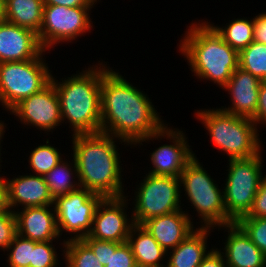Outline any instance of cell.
Instances as JSON below:
<instances>
[{
    "label": "cell",
    "mask_w": 266,
    "mask_h": 267,
    "mask_svg": "<svg viewBox=\"0 0 266 267\" xmlns=\"http://www.w3.org/2000/svg\"><path fill=\"white\" fill-rule=\"evenodd\" d=\"M108 65L102 60L101 132L134 148L140 140L158 132L167 122L147 93Z\"/></svg>",
    "instance_id": "obj_1"
},
{
    "label": "cell",
    "mask_w": 266,
    "mask_h": 267,
    "mask_svg": "<svg viewBox=\"0 0 266 267\" xmlns=\"http://www.w3.org/2000/svg\"><path fill=\"white\" fill-rule=\"evenodd\" d=\"M68 138L72 139L71 156L75 161L82 188L103 198L122 197L128 194L124 192L123 177L126 175H122L125 168L120 164L122 161L118 145L123 143L126 148L131 146L130 144L102 132L75 134Z\"/></svg>",
    "instance_id": "obj_2"
},
{
    "label": "cell",
    "mask_w": 266,
    "mask_h": 267,
    "mask_svg": "<svg viewBox=\"0 0 266 267\" xmlns=\"http://www.w3.org/2000/svg\"><path fill=\"white\" fill-rule=\"evenodd\" d=\"M205 20L190 22L177 45L178 52L198 80L210 81L222 89L239 67V52Z\"/></svg>",
    "instance_id": "obj_3"
},
{
    "label": "cell",
    "mask_w": 266,
    "mask_h": 267,
    "mask_svg": "<svg viewBox=\"0 0 266 267\" xmlns=\"http://www.w3.org/2000/svg\"><path fill=\"white\" fill-rule=\"evenodd\" d=\"M59 80L52 74L51 82L59 97L62 123H69L71 136L100 133L102 59Z\"/></svg>",
    "instance_id": "obj_4"
},
{
    "label": "cell",
    "mask_w": 266,
    "mask_h": 267,
    "mask_svg": "<svg viewBox=\"0 0 266 267\" xmlns=\"http://www.w3.org/2000/svg\"><path fill=\"white\" fill-rule=\"evenodd\" d=\"M194 116L206 128L214 148L228 155V160L250 158L264 150L262 135L250 118L236 116L217 107L199 108Z\"/></svg>",
    "instance_id": "obj_5"
},
{
    "label": "cell",
    "mask_w": 266,
    "mask_h": 267,
    "mask_svg": "<svg viewBox=\"0 0 266 267\" xmlns=\"http://www.w3.org/2000/svg\"><path fill=\"white\" fill-rule=\"evenodd\" d=\"M199 161L201 160L195 156L180 174L181 193H185L181 195V200L183 195L186 196L188 205L195 211L191 214L197 212V227L216 228L234 223L225 210L223 186L220 188L207 172V167H203V163Z\"/></svg>",
    "instance_id": "obj_6"
},
{
    "label": "cell",
    "mask_w": 266,
    "mask_h": 267,
    "mask_svg": "<svg viewBox=\"0 0 266 267\" xmlns=\"http://www.w3.org/2000/svg\"><path fill=\"white\" fill-rule=\"evenodd\" d=\"M262 153L246 159H230L226 164L228 169L225 171L228 172L222 184L224 206L227 216L234 223L249 213L260 183L266 176Z\"/></svg>",
    "instance_id": "obj_7"
},
{
    "label": "cell",
    "mask_w": 266,
    "mask_h": 267,
    "mask_svg": "<svg viewBox=\"0 0 266 267\" xmlns=\"http://www.w3.org/2000/svg\"><path fill=\"white\" fill-rule=\"evenodd\" d=\"M44 51L38 58L0 63V106L7 113L24 98L38 93L51 82V68Z\"/></svg>",
    "instance_id": "obj_8"
},
{
    "label": "cell",
    "mask_w": 266,
    "mask_h": 267,
    "mask_svg": "<svg viewBox=\"0 0 266 267\" xmlns=\"http://www.w3.org/2000/svg\"><path fill=\"white\" fill-rule=\"evenodd\" d=\"M140 182L132 191L135 196L129 198L132 206L134 224L141 225L144 221L161 215L181 210L180 178L173 176L152 175L145 172ZM132 204V205H131Z\"/></svg>",
    "instance_id": "obj_9"
},
{
    "label": "cell",
    "mask_w": 266,
    "mask_h": 267,
    "mask_svg": "<svg viewBox=\"0 0 266 267\" xmlns=\"http://www.w3.org/2000/svg\"><path fill=\"white\" fill-rule=\"evenodd\" d=\"M93 8L44 4L43 21L38 34L43 49L50 52L60 43L71 44L87 32L91 33L95 27L90 16Z\"/></svg>",
    "instance_id": "obj_10"
},
{
    "label": "cell",
    "mask_w": 266,
    "mask_h": 267,
    "mask_svg": "<svg viewBox=\"0 0 266 267\" xmlns=\"http://www.w3.org/2000/svg\"><path fill=\"white\" fill-rule=\"evenodd\" d=\"M168 124L158 132L140 140L134 147L137 148L138 146L140 149L144 142L169 140V144H161L149 154L151 166L147 171L152 175L180 177L186 165L197 155L190 148L192 146L189 145L187 134L182 129L171 127Z\"/></svg>",
    "instance_id": "obj_11"
},
{
    "label": "cell",
    "mask_w": 266,
    "mask_h": 267,
    "mask_svg": "<svg viewBox=\"0 0 266 267\" xmlns=\"http://www.w3.org/2000/svg\"><path fill=\"white\" fill-rule=\"evenodd\" d=\"M102 199L101 195L82 187L54 199L60 237L64 236V241H67L88 236L92 229L96 208Z\"/></svg>",
    "instance_id": "obj_12"
},
{
    "label": "cell",
    "mask_w": 266,
    "mask_h": 267,
    "mask_svg": "<svg viewBox=\"0 0 266 267\" xmlns=\"http://www.w3.org/2000/svg\"><path fill=\"white\" fill-rule=\"evenodd\" d=\"M9 113L18 119L16 121L20 120L22 127L30 126L47 135L56 131L58 126H63L60 101L52 82L38 93L21 100Z\"/></svg>",
    "instance_id": "obj_13"
},
{
    "label": "cell",
    "mask_w": 266,
    "mask_h": 267,
    "mask_svg": "<svg viewBox=\"0 0 266 267\" xmlns=\"http://www.w3.org/2000/svg\"><path fill=\"white\" fill-rule=\"evenodd\" d=\"M128 197L131 195L103 198L100 201L94 214L92 229L88 234L91 238L118 243L128 240L129 232L134 225L132 214L129 215L127 211L131 210L128 207Z\"/></svg>",
    "instance_id": "obj_14"
},
{
    "label": "cell",
    "mask_w": 266,
    "mask_h": 267,
    "mask_svg": "<svg viewBox=\"0 0 266 267\" xmlns=\"http://www.w3.org/2000/svg\"><path fill=\"white\" fill-rule=\"evenodd\" d=\"M17 176V177H16ZM8 208L15 212L25 207L54 205L43 176L30 173L5 176Z\"/></svg>",
    "instance_id": "obj_15"
},
{
    "label": "cell",
    "mask_w": 266,
    "mask_h": 267,
    "mask_svg": "<svg viewBox=\"0 0 266 267\" xmlns=\"http://www.w3.org/2000/svg\"><path fill=\"white\" fill-rule=\"evenodd\" d=\"M261 80L238 67L222 88L228 93L230 105L221 106L220 110L241 117L253 119L258 107Z\"/></svg>",
    "instance_id": "obj_16"
},
{
    "label": "cell",
    "mask_w": 266,
    "mask_h": 267,
    "mask_svg": "<svg viewBox=\"0 0 266 267\" xmlns=\"http://www.w3.org/2000/svg\"><path fill=\"white\" fill-rule=\"evenodd\" d=\"M214 229L228 233L225 234L227 236L224 235L225 241L222 243L224 248L218 249L223 254L227 267H266V257L263 252L237 223Z\"/></svg>",
    "instance_id": "obj_17"
},
{
    "label": "cell",
    "mask_w": 266,
    "mask_h": 267,
    "mask_svg": "<svg viewBox=\"0 0 266 267\" xmlns=\"http://www.w3.org/2000/svg\"><path fill=\"white\" fill-rule=\"evenodd\" d=\"M189 211L181 209L167 215L156 216L141 225L168 252L198 228L195 225L194 215L189 214Z\"/></svg>",
    "instance_id": "obj_18"
},
{
    "label": "cell",
    "mask_w": 266,
    "mask_h": 267,
    "mask_svg": "<svg viewBox=\"0 0 266 267\" xmlns=\"http://www.w3.org/2000/svg\"><path fill=\"white\" fill-rule=\"evenodd\" d=\"M44 51L34 31L8 21L0 24V63L35 59Z\"/></svg>",
    "instance_id": "obj_19"
},
{
    "label": "cell",
    "mask_w": 266,
    "mask_h": 267,
    "mask_svg": "<svg viewBox=\"0 0 266 267\" xmlns=\"http://www.w3.org/2000/svg\"><path fill=\"white\" fill-rule=\"evenodd\" d=\"M14 214L20 236L36 242L64 240L58 232L54 205L25 207Z\"/></svg>",
    "instance_id": "obj_20"
},
{
    "label": "cell",
    "mask_w": 266,
    "mask_h": 267,
    "mask_svg": "<svg viewBox=\"0 0 266 267\" xmlns=\"http://www.w3.org/2000/svg\"><path fill=\"white\" fill-rule=\"evenodd\" d=\"M213 230L215 229L198 227L174 249L167 252L165 267H198L213 249L212 244L211 248L208 245V237L211 236V232H215Z\"/></svg>",
    "instance_id": "obj_21"
},
{
    "label": "cell",
    "mask_w": 266,
    "mask_h": 267,
    "mask_svg": "<svg viewBox=\"0 0 266 267\" xmlns=\"http://www.w3.org/2000/svg\"><path fill=\"white\" fill-rule=\"evenodd\" d=\"M127 242L131 246L137 267L166 266L167 251L142 225L132 226Z\"/></svg>",
    "instance_id": "obj_22"
},
{
    "label": "cell",
    "mask_w": 266,
    "mask_h": 267,
    "mask_svg": "<svg viewBox=\"0 0 266 267\" xmlns=\"http://www.w3.org/2000/svg\"><path fill=\"white\" fill-rule=\"evenodd\" d=\"M43 7V0H5L6 21L39 34Z\"/></svg>",
    "instance_id": "obj_23"
},
{
    "label": "cell",
    "mask_w": 266,
    "mask_h": 267,
    "mask_svg": "<svg viewBox=\"0 0 266 267\" xmlns=\"http://www.w3.org/2000/svg\"><path fill=\"white\" fill-rule=\"evenodd\" d=\"M68 156V158H67ZM66 155L54 168L45 174L44 180L53 199L79 189L80 183L75 161Z\"/></svg>",
    "instance_id": "obj_24"
},
{
    "label": "cell",
    "mask_w": 266,
    "mask_h": 267,
    "mask_svg": "<svg viewBox=\"0 0 266 267\" xmlns=\"http://www.w3.org/2000/svg\"><path fill=\"white\" fill-rule=\"evenodd\" d=\"M209 23L216 29V31L223 37L224 41L233 49L240 52L247 48L254 41V25L251 17H232L228 23L215 25L209 20ZM221 25V26H220Z\"/></svg>",
    "instance_id": "obj_25"
},
{
    "label": "cell",
    "mask_w": 266,
    "mask_h": 267,
    "mask_svg": "<svg viewBox=\"0 0 266 267\" xmlns=\"http://www.w3.org/2000/svg\"><path fill=\"white\" fill-rule=\"evenodd\" d=\"M45 140L43 139L44 144H37L38 146L34 149L31 148V152H29L30 155L27 160L29 164L26 169H29V172L31 170L32 174L44 176L64 159L63 157H66V155L63 156L65 153L61 154V151L54 144L53 146L52 143L50 144L49 137Z\"/></svg>",
    "instance_id": "obj_26"
},
{
    "label": "cell",
    "mask_w": 266,
    "mask_h": 267,
    "mask_svg": "<svg viewBox=\"0 0 266 267\" xmlns=\"http://www.w3.org/2000/svg\"><path fill=\"white\" fill-rule=\"evenodd\" d=\"M62 259L64 267H104L82 239L65 241Z\"/></svg>",
    "instance_id": "obj_27"
},
{
    "label": "cell",
    "mask_w": 266,
    "mask_h": 267,
    "mask_svg": "<svg viewBox=\"0 0 266 267\" xmlns=\"http://www.w3.org/2000/svg\"><path fill=\"white\" fill-rule=\"evenodd\" d=\"M239 67L266 81V44L253 41L239 52Z\"/></svg>",
    "instance_id": "obj_28"
},
{
    "label": "cell",
    "mask_w": 266,
    "mask_h": 267,
    "mask_svg": "<svg viewBox=\"0 0 266 267\" xmlns=\"http://www.w3.org/2000/svg\"><path fill=\"white\" fill-rule=\"evenodd\" d=\"M57 241V242H56ZM54 242V243H53ZM61 245L62 254L59 252L57 254V244ZM64 240H55L47 242H36L34 241V248L32 249V262H30V267H61L60 258L58 255L63 256ZM55 245L57 248H55ZM63 267V265H62Z\"/></svg>",
    "instance_id": "obj_29"
},
{
    "label": "cell",
    "mask_w": 266,
    "mask_h": 267,
    "mask_svg": "<svg viewBox=\"0 0 266 267\" xmlns=\"http://www.w3.org/2000/svg\"><path fill=\"white\" fill-rule=\"evenodd\" d=\"M33 248L34 241L16 234L6 250V267H30Z\"/></svg>",
    "instance_id": "obj_30"
},
{
    "label": "cell",
    "mask_w": 266,
    "mask_h": 267,
    "mask_svg": "<svg viewBox=\"0 0 266 267\" xmlns=\"http://www.w3.org/2000/svg\"><path fill=\"white\" fill-rule=\"evenodd\" d=\"M236 223L266 257V218L241 217Z\"/></svg>",
    "instance_id": "obj_31"
},
{
    "label": "cell",
    "mask_w": 266,
    "mask_h": 267,
    "mask_svg": "<svg viewBox=\"0 0 266 267\" xmlns=\"http://www.w3.org/2000/svg\"><path fill=\"white\" fill-rule=\"evenodd\" d=\"M104 267H137L135 258L128 242L110 241V258Z\"/></svg>",
    "instance_id": "obj_32"
},
{
    "label": "cell",
    "mask_w": 266,
    "mask_h": 267,
    "mask_svg": "<svg viewBox=\"0 0 266 267\" xmlns=\"http://www.w3.org/2000/svg\"><path fill=\"white\" fill-rule=\"evenodd\" d=\"M17 234L16 217L14 212L9 210L0 211V251L5 254L8 245Z\"/></svg>",
    "instance_id": "obj_33"
},
{
    "label": "cell",
    "mask_w": 266,
    "mask_h": 267,
    "mask_svg": "<svg viewBox=\"0 0 266 267\" xmlns=\"http://www.w3.org/2000/svg\"><path fill=\"white\" fill-rule=\"evenodd\" d=\"M82 240L92 249L101 264L106 266L110 258V241L97 240L89 235L83 237Z\"/></svg>",
    "instance_id": "obj_34"
},
{
    "label": "cell",
    "mask_w": 266,
    "mask_h": 267,
    "mask_svg": "<svg viewBox=\"0 0 266 267\" xmlns=\"http://www.w3.org/2000/svg\"><path fill=\"white\" fill-rule=\"evenodd\" d=\"M243 217H262L266 218V176L260 183L255 195L251 210Z\"/></svg>",
    "instance_id": "obj_35"
},
{
    "label": "cell",
    "mask_w": 266,
    "mask_h": 267,
    "mask_svg": "<svg viewBox=\"0 0 266 267\" xmlns=\"http://www.w3.org/2000/svg\"><path fill=\"white\" fill-rule=\"evenodd\" d=\"M257 125L258 130L260 126L266 128V81H262L259 88V97H258V107L256 111V116L252 119Z\"/></svg>",
    "instance_id": "obj_36"
},
{
    "label": "cell",
    "mask_w": 266,
    "mask_h": 267,
    "mask_svg": "<svg viewBox=\"0 0 266 267\" xmlns=\"http://www.w3.org/2000/svg\"><path fill=\"white\" fill-rule=\"evenodd\" d=\"M253 16L254 41L266 44V12Z\"/></svg>",
    "instance_id": "obj_37"
},
{
    "label": "cell",
    "mask_w": 266,
    "mask_h": 267,
    "mask_svg": "<svg viewBox=\"0 0 266 267\" xmlns=\"http://www.w3.org/2000/svg\"><path fill=\"white\" fill-rule=\"evenodd\" d=\"M198 267H227V265L223 254L214 245L213 249L202 260Z\"/></svg>",
    "instance_id": "obj_38"
},
{
    "label": "cell",
    "mask_w": 266,
    "mask_h": 267,
    "mask_svg": "<svg viewBox=\"0 0 266 267\" xmlns=\"http://www.w3.org/2000/svg\"><path fill=\"white\" fill-rule=\"evenodd\" d=\"M44 4L63 5L65 7H95L101 0H43Z\"/></svg>",
    "instance_id": "obj_39"
},
{
    "label": "cell",
    "mask_w": 266,
    "mask_h": 267,
    "mask_svg": "<svg viewBox=\"0 0 266 267\" xmlns=\"http://www.w3.org/2000/svg\"><path fill=\"white\" fill-rule=\"evenodd\" d=\"M3 172L2 170L0 173ZM9 210L7 204L6 182L4 174H0V211Z\"/></svg>",
    "instance_id": "obj_40"
},
{
    "label": "cell",
    "mask_w": 266,
    "mask_h": 267,
    "mask_svg": "<svg viewBox=\"0 0 266 267\" xmlns=\"http://www.w3.org/2000/svg\"><path fill=\"white\" fill-rule=\"evenodd\" d=\"M5 121H2V120H0V163H2L3 162V157H1L2 156V151H3V149H2V146L3 145H1V144H3L2 142H3V140L2 139H4L3 137H4V135H5V133H6V131H5V129L6 128H8L7 126V124L6 123H4ZM2 150V151H1ZM2 165L0 164V171H1V169H2V167H1Z\"/></svg>",
    "instance_id": "obj_41"
},
{
    "label": "cell",
    "mask_w": 266,
    "mask_h": 267,
    "mask_svg": "<svg viewBox=\"0 0 266 267\" xmlns=\"http://www.w3.org/2000/svg\"><path fill=\"white\" fill-rule=\"evenodd\" d=\"M6 21L5 0H0V24Z\"/></svg>",
    "instance_id": "obj_42"
}]
</instances>
